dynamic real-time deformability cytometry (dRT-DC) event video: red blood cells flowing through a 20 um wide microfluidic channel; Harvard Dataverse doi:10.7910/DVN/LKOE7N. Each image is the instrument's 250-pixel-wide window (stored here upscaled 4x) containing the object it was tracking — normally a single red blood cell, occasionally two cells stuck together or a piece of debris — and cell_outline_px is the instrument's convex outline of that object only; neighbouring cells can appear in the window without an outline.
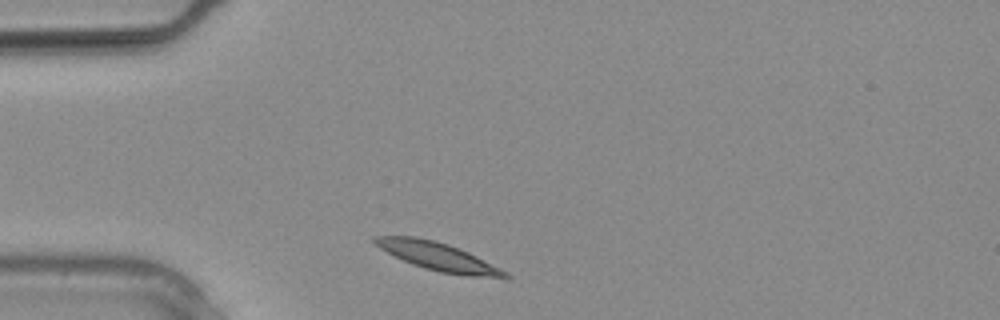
{"species": "common noctule bat (a hibernating species)", "species_latin": "Nyctalus noctula", "temperature_condition": "warm", "stored_images_in_passage": 9, "camera_frame_rate_fps": 3000, "um_per_image_px": 0.085, "animal": {"sex": "male", "body_mass_g": 20.4}, "frame": {"image": 1, "passage_image": 1, "time_ms": 0.0, "image_size_px": [1000, 320], "cell_outline_px": [[500, 276], [448, 272], [432, 268], [408, 260], [384, 248], [380, 244], [404, 240], [428, 240], [464, 252], [480, 260], [500, 272]], "centroid_in_image_um": [37.38, 21.86], "position_along_channel_um": 47.6, "area_um2": 15.49}}
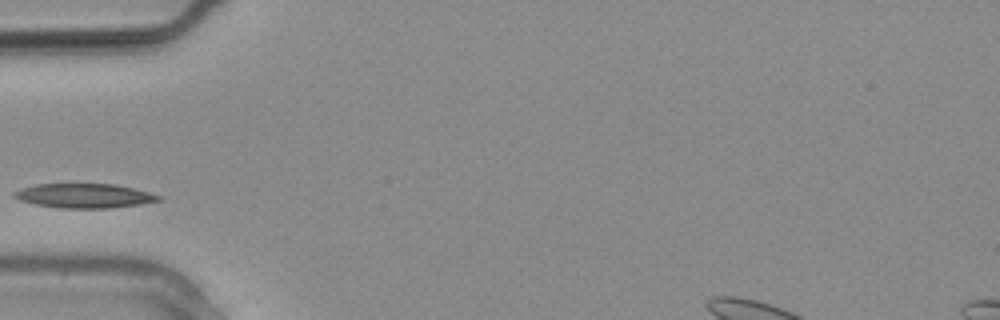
{"frame": {"image": 2, "passage_image": 3, "time_ms": 0.667, "image_size_px": [1000, 320], "cell_outline_px": [[152, 200], [128, 204], [44, 204], [28, 200], [20, 196], [24, 192], [48, 184], [104, 184], [124, 188], [140, 192], [152, 196]], "centroid_in_image_um": [7.18, 16.55], "position_along_channel_um": 77.8, "area_um2": 15.32}}